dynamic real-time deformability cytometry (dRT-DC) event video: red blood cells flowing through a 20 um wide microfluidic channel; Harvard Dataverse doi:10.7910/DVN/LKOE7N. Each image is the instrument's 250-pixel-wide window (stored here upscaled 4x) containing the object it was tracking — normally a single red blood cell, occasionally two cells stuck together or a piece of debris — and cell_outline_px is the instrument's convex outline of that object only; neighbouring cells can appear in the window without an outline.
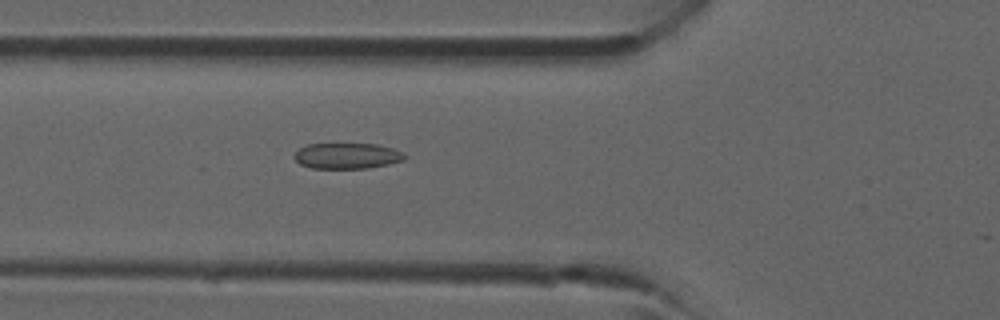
{"species": "common noctule bat (a hibernating species)", "species_latin": "Nyctalus noctula", "temperature_condition": "room temperature", "stored_images_in_passage": 37, "camera_frame_rate_fps": 3000, "um_per_image_px": 0.085, "animal": {"sex": "male", "forearm_length_mm": 52.5}, "frame": {"image": 1, "passage_image": 15, "time_ms": 4.667, "image_size_px": [1000, 320], "cell_outline_px": [[408, 156], [404, 160], [388, 164], [368, 168], [312, 168], [300, 164], [292, 156], [300, 148], [308, 144], [376, 144], [392, 148], [404, 152]], "centroid_in_image_um": [29.53, 13.25], "position_along_channel_um": 96.3, "area_um2": 16.59}}
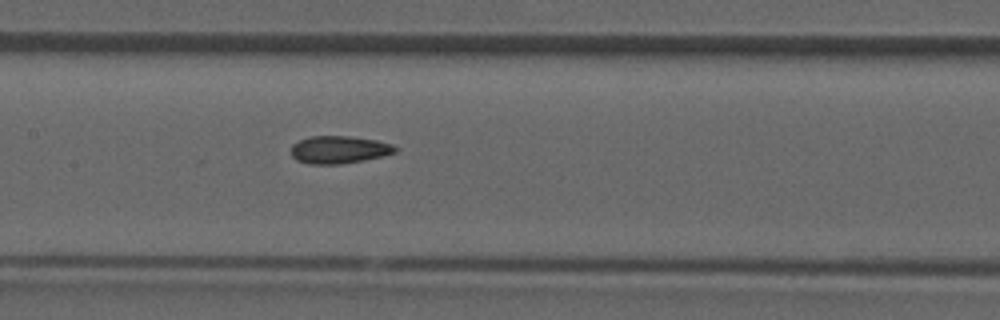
{"frame": {"image": 2, "passage_image": 20, "time_ms": 6.333, "image_size_px": [1000, 320], "cell_outline_px": [[400, 148], [396, 152], [364, 160], [340, 164], [308, 164], [296, 160], [292, 156], [292, 144], [308, 136], [348, 136], [376, 140], [392, 144]], "centroid_in_image_um": [28.82, 12.72], "position_along_channel_um": 178.6, "area_um2": 16.76}}
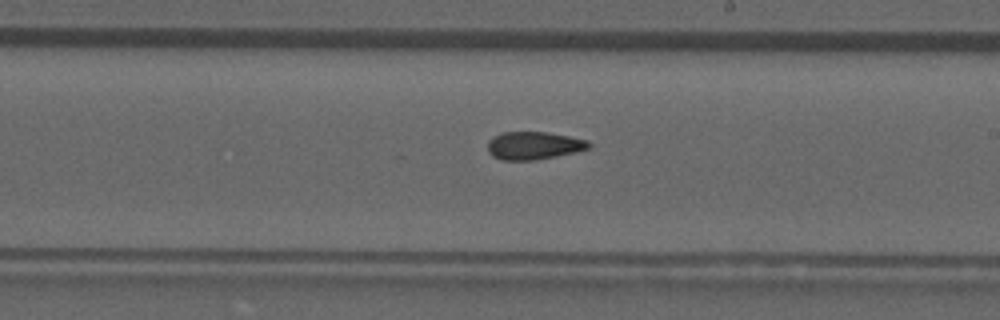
{"frame": {"image": 3, "passage_image": 24, "time_ms": 7.667, "image_size_px": [1000, 320], "cell_outline_px": [[592, 144], [588, 148], [576, 152], [536, 160], [500, 160], [492, 156], [488, 152], [488, 140], [504, 132], [544, 132], [568, 136], [588, 140]], "centroid_in_image_um": [45.36, 12.38], "position_along_channel_um": 243.6, "area_um2": 16.36}}